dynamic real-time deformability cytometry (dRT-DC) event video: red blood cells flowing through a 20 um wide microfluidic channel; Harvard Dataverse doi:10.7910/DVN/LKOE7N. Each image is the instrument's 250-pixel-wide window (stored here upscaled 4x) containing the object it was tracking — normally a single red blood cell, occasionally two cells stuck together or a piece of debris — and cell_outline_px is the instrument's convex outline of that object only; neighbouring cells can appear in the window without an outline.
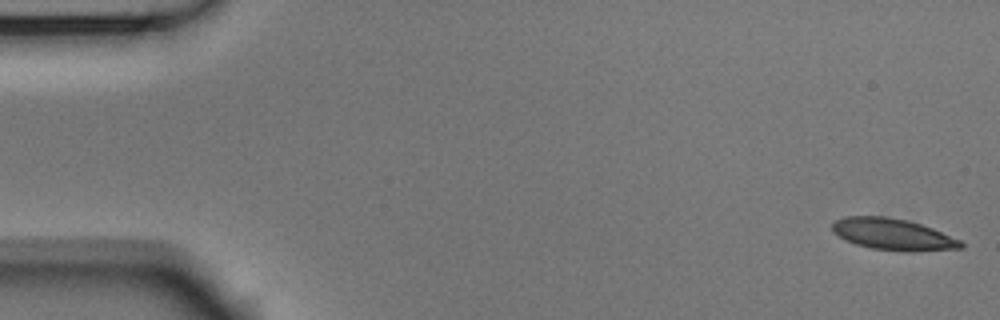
{"species": "Egyptian fruit bat (a non-hibernating species)", "species_latin": "Rousettus aegyptiacus", "temperature_condition": "room temperature", "stored_images_in_passage": 54, "segment_of_instrument_passage": [1, 2], "camera_frame_rate_fps": 3000, "um_per_image_px": 0.085, "animal": {"sex": "male"}, "frame": {"image": 1, "passage_image": 1, "time_ms": 0.0, "image_size_px": [1000, 320], "cell_outline_px": [[964, 248], [916, 252], [904, 252], [872, 248], [856, 244], [832, 232], [832, 224], [836, 220], [844, 216], [888, 216], [908, 220], [932, 228], [960, 240], [964, 244]], "centroid_in_image_um": [75.92, 19.92], "position_along_channel_um": 9.1, "area_um2": 23.7}}
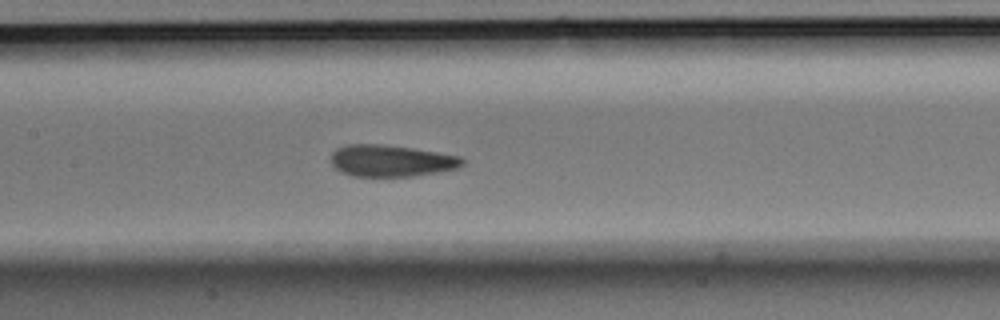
{"frame": {"image": 2, "passage_image": 25, "time_ms": 8.0, "image_size_px": [1000, 320], "cell_outline_px": [[464, 164], [460, 168], [412, 176], [352, 176], [340, 172], [332, 164], [332, 152], [336, 148], [344, 144], [384, 144], [412, 148], [460, 156], [464, 160]], "centroid_in_image_um": [33.23, 13.66], "position_along_channel_um": 174.2, "area_um2": 24.33}}
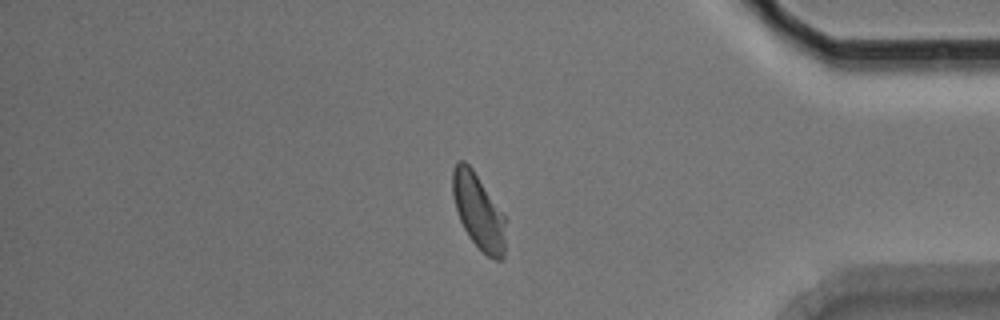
{"frame": {"image": 3, "passage_image": 45, "time_ms": 14.667, "image_size_px": [1000, 320], "cell_outline_px": [[504, 256], [500, 260], [496, 260], [488, 256], [468, 236], [460, 220], [452, 196], [452, 168], [456, 160], [464, 160], [472, 168], [504, 216]], "centroid_in_image_um": [40.62, 17.92], "position_along_channel_um": 394.6, "area_um2": 22.77}}